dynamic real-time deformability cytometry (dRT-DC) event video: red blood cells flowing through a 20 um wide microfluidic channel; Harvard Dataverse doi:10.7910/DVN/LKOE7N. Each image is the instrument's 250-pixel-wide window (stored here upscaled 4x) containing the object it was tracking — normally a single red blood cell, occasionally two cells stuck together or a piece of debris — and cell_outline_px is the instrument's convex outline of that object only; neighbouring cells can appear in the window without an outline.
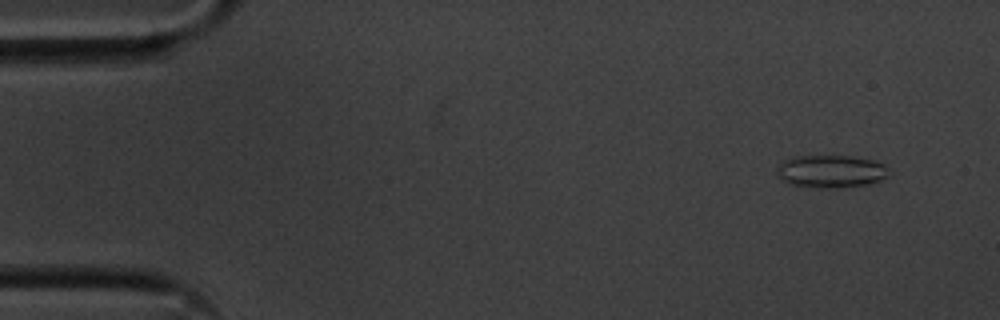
{"species": "common noctule bat (a hibernating species)", "species_latin": "Nyctalus noctula", "temperature_condition": "cold", "stored_images_in_passage": 53, "camera_frame_rate_fps": 3000, "um_per_image_px": 0.085, "animal": {"sex": "male", "body_mass_g": 20.1, "forearm_length_mm": 53.5}, "frame": {"image": 1, "passage_image": 2, "time_ms": 0.333, "image_size_px": [1000, 320], "cell_outline_px": [[892, 172], [880, 180], [868, 184], [836, 188], [816, 188], [788, 184], [780, 180], [776, 172], [776, 168], [784, 160], [792, 156], [852, 156], [872, 160], [888, 168]], "centroid_in_image_um": [70.57, 14.57], "position_along_channel_um": 14.4, "area_um2": 21.5}}
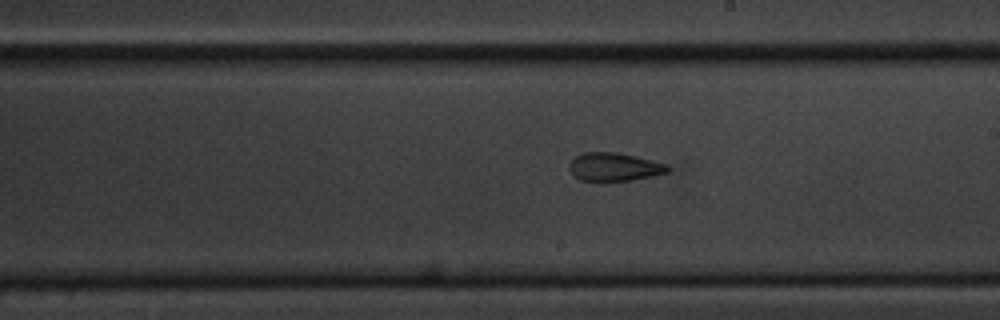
{"frame": {"image": 2, "passage_image": 29, "time_ms": 9.333, "image_size_px": [1000, 320], "cell_outline_px": [[668, 172], [652, 176], [632, 180], [580, 180], [572, 176], [568, 168], [568, 164], [576, 156], [584, 152], [616, 152], [636, 156], [668, 164]], "centroid_in_image_um": [52.18, 14.18], "position_along_channel_um": 236.8, "area_um2": 16.18}}
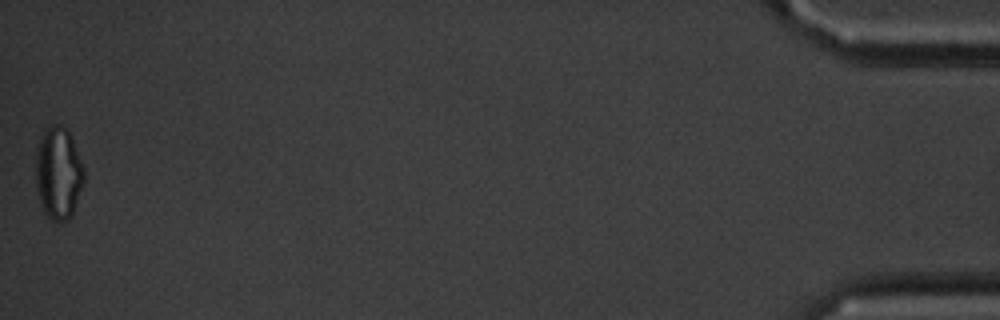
{"frame": {"image": 3, "passage_image": 53, "time_ms": 17.333, "image_size_px": [1000, 320], "cell_outline_px": [[84, 180], [72, 216], [68, 220], [60, 224], [52, 220], [44, 212], [40, 204], [36, 188], [36, 148], [44, 132], [52, 124], [60, 124], [68, 128], [84, 168]], "centroid_in_image_um": [4.96, 14.74], "position_along_channel_um": 430.2, "area_um2": 26.24}, "authors_computed_cell_mechanics": {"area_um2": 18.5538, "velocity_mm_per_s": 3.6129, "shape_relaxation_time_tau1_ms": null, "shape_relaxation_time_tau2_ms": 3.0558, "deformation_change_tau1": null, "deformation_change_tau2": 0.1059}}